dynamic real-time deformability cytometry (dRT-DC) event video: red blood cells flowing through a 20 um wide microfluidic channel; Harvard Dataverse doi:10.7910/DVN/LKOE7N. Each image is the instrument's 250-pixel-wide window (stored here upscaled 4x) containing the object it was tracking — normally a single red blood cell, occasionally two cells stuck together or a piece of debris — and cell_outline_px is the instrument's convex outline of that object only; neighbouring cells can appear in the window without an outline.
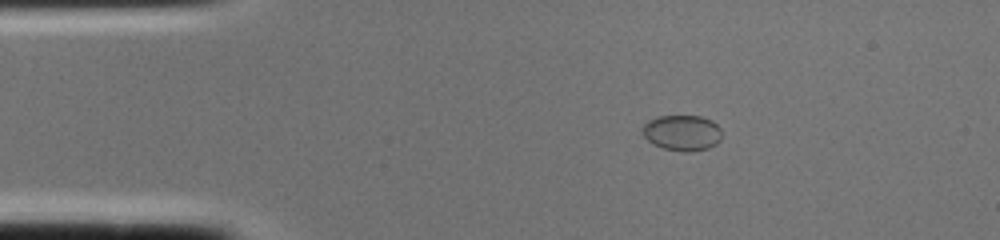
{"species": "common noctule bat (a hibernating species)", "species_latin": "Nyctalus noctula", "temperature_condition": "cold", "stored_images_in_passage": 1, "camera_frame_rate_fps": 3000, "um_per_image_px": 0.085, "animal": {"sex": "female", "body_mass_g": 22.0, "forearm_length_mm": 56.7}, "frame": {"image": 1, "passage_image": 1, "time_ms": 0.0, "image_size_px": [1000, 240], "cell_outline_px": [[720, 140], [716, 144], [708, 148], [688, 152], [684, 152], [664, 148], [652, 144], [640, 132], [644, 124], [648, 120], [656, 116], [700, 116], [712, 120], [720, 128]], "centroid_in_image_um": [57.95, 11.28], "position_along_channel_um": 27.1, "area_um2": 16.59}}